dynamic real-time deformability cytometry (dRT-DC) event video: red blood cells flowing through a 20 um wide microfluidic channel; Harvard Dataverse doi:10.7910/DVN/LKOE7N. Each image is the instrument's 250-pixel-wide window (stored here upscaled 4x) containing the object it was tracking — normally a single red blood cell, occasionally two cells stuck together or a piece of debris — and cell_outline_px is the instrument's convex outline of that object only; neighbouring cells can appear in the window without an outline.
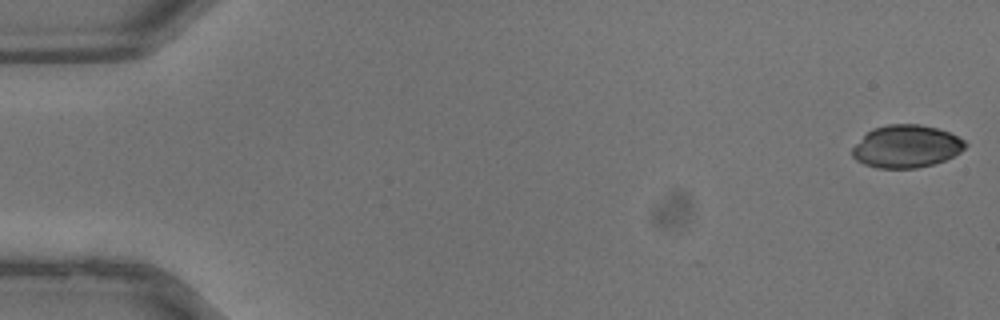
{"species": "common noctule bat (a hibernating species)", "species_latin": "Nyctalus noctula", "temperature_condition": "warm", "stored_images_in_passage": 36, "camera_frame_rate_fps": 3000, "um_per_image_px": 0.085, "animal": {"sex": "male", "body_mass_g": 13.3}, "frame": {"image": 1, "passage_image": 1, "time_ms": 0.0, "image_size_px": [1000, 320], "cell_outline_px": [[968, 144], [960, 152], [944, 160], [932, 164], [916, 168], [876, 168], [864, 164], [856, 160], [852, 156], [852, 148], [872, 128], [888, 124], [920, 124], [936, 128], [948, 132], [964, 140]], "centroid_in_image_um": [77.03, 12.44], "position_along_channel_um": 8.0, "area_um2": 27.86}}
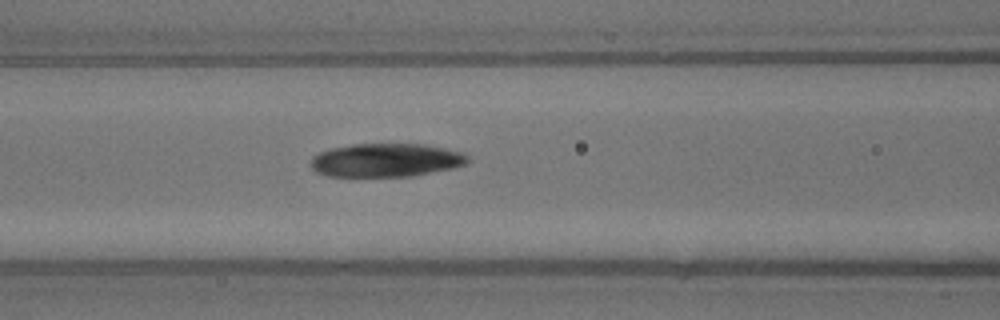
{"frame": {"image": 2, "passage_image": 16, "time_ms": 5.0, "image_size_px": [1000, 320], "cell_outline_px": [[468, 164], [452, 168], [412, 176], [328, 176], [316, 172], [312, 168], [312, 156], [320, 152], [332, 148], [356, 144], [424, 144], [464, 152], [468, 156]], "centroid_in_image_um": [32.84, 13.61], "position_along_channel_um": 133.8, "area_um2": 30.52}}
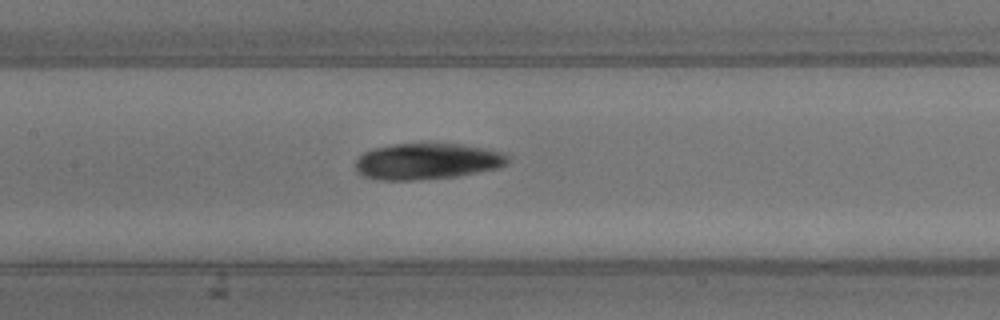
{"frame": {"image": 3, "passage_image": 18, "time_ms": 5.667, "image_size_px": [1000, 320], "cell_outline_px": [[508, 164], [500, 168], [456, 176], [412, 180], [380, 180], [364, 176], [356, 168], [356, 160], [364, 152], [372, 148], [392, 144], [460, 144], [500, 152], [508, 156]], "centroid_in_image_um": [36.29, 13.71], "position_along_channel_um": 171.1, "area_um2": 31.79}}